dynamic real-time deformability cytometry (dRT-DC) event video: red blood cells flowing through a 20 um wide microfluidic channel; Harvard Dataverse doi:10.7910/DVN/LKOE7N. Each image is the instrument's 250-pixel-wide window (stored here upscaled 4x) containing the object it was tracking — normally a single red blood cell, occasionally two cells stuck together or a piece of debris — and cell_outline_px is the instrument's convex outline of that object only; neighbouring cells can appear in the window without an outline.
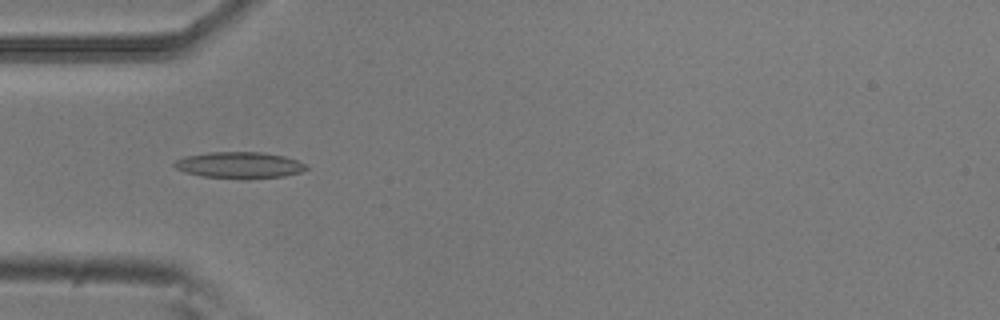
{"species": "common noctule bat (a hibernating species)", "species_latin": "Nyctalus noctula", "temperature_condition": "room temperature", "stored_images_in_passage": 6, "camera_frame_rate_fps": 3000, "um_per_image_px": 0.085, "animal": {"sex": "male", "body_mass_g": 20.5, "forearm_length_mm": 52.5}, "frame": {"image": 1, "passage_image": 2, "time_ms": 0.333, "image_size_px": [1000, 320], "cell_outline_px": [[308, 168], [300, 172], [284, 176], [244, 180], [200, 176], [184, 172], [176, 168], [172, 164], [176, 160], [184, 156], [208, 152], [260, 152], [284, 156], [296, 160], [304, 164]], "centroid_in_image_um": [20.3, 14.05], "position_along_channel_um": 64.7, "area_um2": 20.52}}
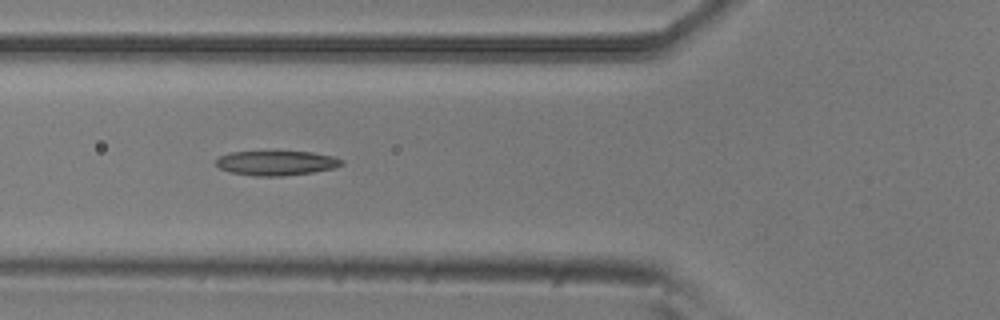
{"frame": {"image": 2, "passage_image": 5, "time_ms": 1.333, "image_size_px": [1000, 320], "cell_outline_px": [[344, 164], [332, 168], [312, 172], [284, 176], [256, 176], [232, 172], [220, 168], [216, 164], [216, 160], [220, 156], [232, 152], [312, 152], [332, 156], [344, 160]], "centroid_in_image_um": [23.51, 13.86], "position_along_channel_um": 102.3, "area_um2": 17.74}}